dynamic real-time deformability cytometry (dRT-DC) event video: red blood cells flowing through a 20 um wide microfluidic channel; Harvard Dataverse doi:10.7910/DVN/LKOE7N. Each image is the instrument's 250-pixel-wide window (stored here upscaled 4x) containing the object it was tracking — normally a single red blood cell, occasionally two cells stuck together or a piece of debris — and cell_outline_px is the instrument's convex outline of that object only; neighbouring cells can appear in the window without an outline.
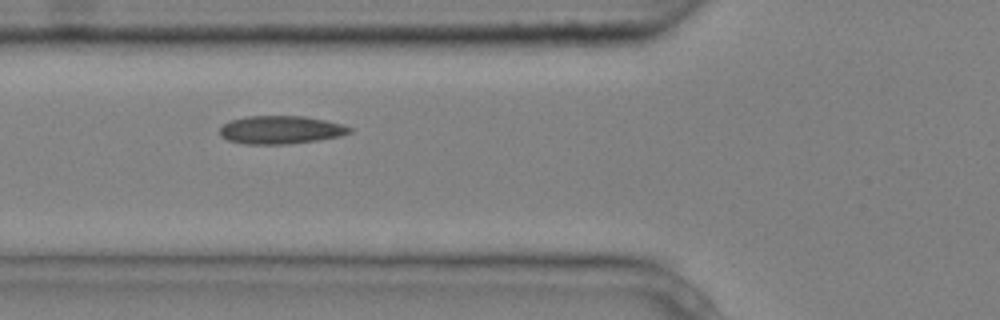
{"species": "common noctule bat (a hibernating species)", "species_latin": "Nyctalus noctula", "temperature_condition": "cold", "stored_images_in_passage": 6, "camera_frame_rate_fps": 3000, "um_per_image_px": 0.085, "animal": {"sex": "male", "body_mass_g": 20.4}, "frame": {"image": 1, "passage_image": 5, "time_ms": 1.333, "image_size_px": [1000, 320], "cell_outline_px": [[352, 132], [340, 136], [316, 140], [288, 144], [244, 144], [228, 140], [220, 136], [220, 128], [224, 124], [232, 120], [248, 116], [304, 116], [344, 124], [352, 128]], "centroid_in_image_um": [23.87, 11.04], "position_along_channel_um": 101.9, "area_um2": 21.21}}